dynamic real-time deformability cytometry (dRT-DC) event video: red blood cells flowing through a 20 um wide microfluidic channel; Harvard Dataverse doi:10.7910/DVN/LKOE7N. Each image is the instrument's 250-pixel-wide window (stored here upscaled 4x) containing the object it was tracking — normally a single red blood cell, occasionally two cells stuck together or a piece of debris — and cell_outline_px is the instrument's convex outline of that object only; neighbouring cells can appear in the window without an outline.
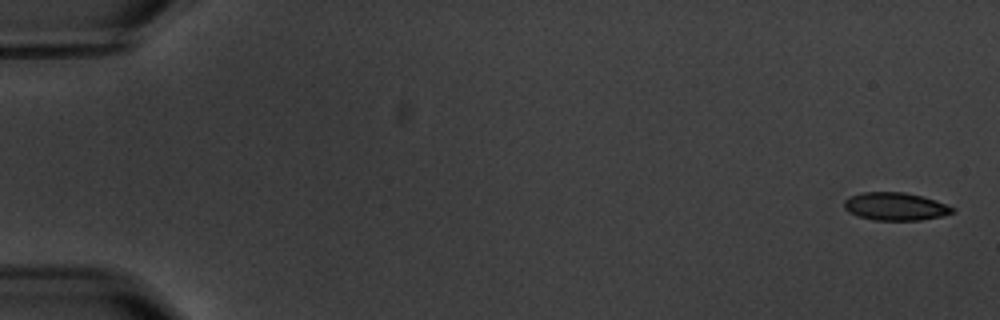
{"species": "common noctule bat (a hibernating species)", "species_latin": "Nyctalus noctula", "temperature_condition": "warm", "stored_images_in_passage": 6, "camera_frame_rate_fps": 3000, "um_per_image_px": 0.085, "animal": {"sex": "male", "body_mass_g": 20.1, "forearm_length_mm": 53.5}, "frame": {"image": 1, "passage_image": 1, "time_ms": 0.0, "image_size_px": [1000, 320], "cell_outline_px": [[956, 212], [944, 216], [920, 220], [876, 220], [856, 216], [848, 212], [844, 208], [844, 200], [852, 196], [864, 192], [904, 192], [936, 200], [956, 208]], "centroid_in_image_um": [76.14, 17.56], "position_along_channel_um": 8.9, "area_um2": 17.69}}
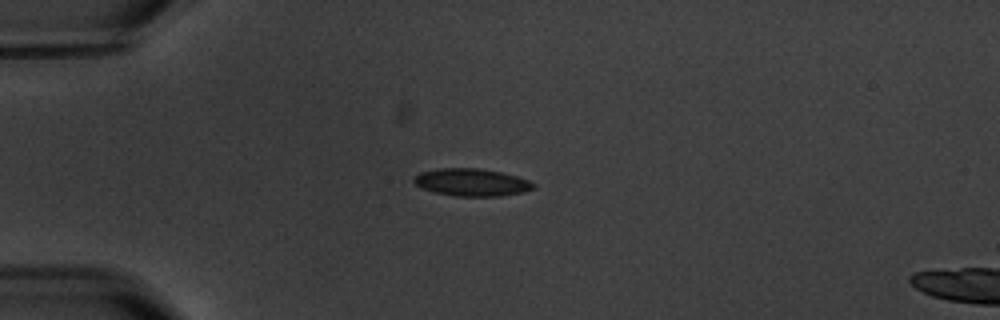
{"frame": {"image": 2, "passage_image": 5, "time_ms": 4.667, "image_size_px": [1000, 320], "cell_outline_px": [[536, 188], [524, 192], [500, 196], [456, 196], [436, 192], [420, 188], [412, 180], [420, 172], [440, 168], [476, 168], [500, 172], [516, 176], [528, 180], [536, 184]], "centroid_in_image_um": [40.11, 15.5], "position_along_channel_um": 44.9, "area_um2": 19.07}}